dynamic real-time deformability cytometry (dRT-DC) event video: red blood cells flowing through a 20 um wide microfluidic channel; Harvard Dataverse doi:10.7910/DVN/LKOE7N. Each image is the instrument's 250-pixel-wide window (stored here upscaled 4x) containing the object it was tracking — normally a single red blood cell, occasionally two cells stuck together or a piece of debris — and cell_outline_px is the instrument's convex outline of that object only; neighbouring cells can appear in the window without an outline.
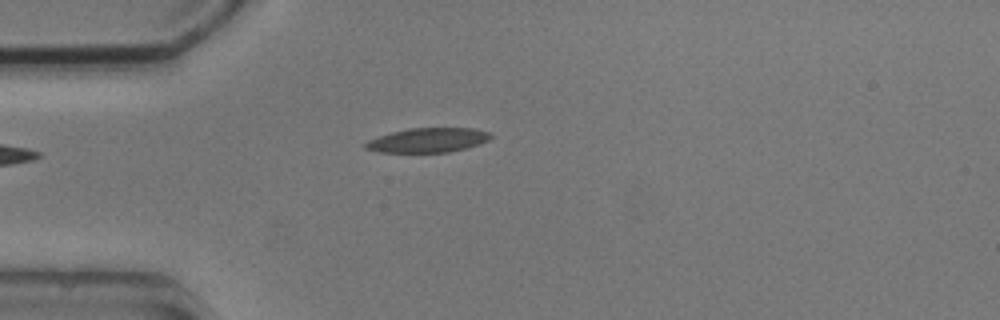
{"species": "common noctule bat (a hibernating species)", "species_latin": "Nyctalus noctula", "temperature_condition": "cold", "stored_images_in_passage": 2, "camera_frame_rate_fps": 3000, "um_per_image_px": 0.085, "animal": {"sex": "male", "body_mass_g": 20.5, "forearm_length_mm": 52.5}, "frame": {"image": 1, "passage_image": 1, "time_ms": 0.0, "image_size_px": [1000, 320], "cell_outline_px": [[492, 136], [488, 140], [480, 144], [468, 148], [448, 152], [380, 152], [364, 148], [364, 144], [368, 140], [392, 132], [408, 128], [472, 128], [488, 132]], "centroid_in_image_um": [36.38, 11.91], "position_along_channel_um": 48.6, "area_um2": 17.74}}